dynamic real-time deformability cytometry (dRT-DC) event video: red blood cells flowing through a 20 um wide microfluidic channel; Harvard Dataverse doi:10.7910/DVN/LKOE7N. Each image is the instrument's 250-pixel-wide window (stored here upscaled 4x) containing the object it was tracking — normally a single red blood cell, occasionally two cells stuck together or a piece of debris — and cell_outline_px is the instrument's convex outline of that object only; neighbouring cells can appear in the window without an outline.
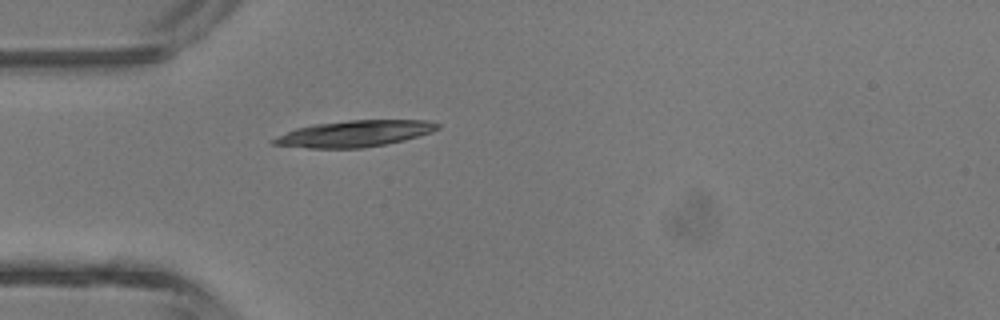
{"species": "common noctule bat (a hibernating species)", "species_latin": "Nyctalus noctula", "temperature_condition": "room temperature", "stored_images_in_passage": 1, "camera_frame_rate_fps": 3000, "um_per_image_px": 0.085, "animal": {"sex": "male", "body_mass_g": 13.3}, "frame": {"image": 1, "passage_image": 1, "time_ms": 0.0, "image_size_px": [1000, 320], "cell_outline_px": [[440, 128], [432, 132], [404, 140], [364, 148], [308, 148], [272, 144], [272, 140], [276, 136], [296, 128], [312, 124], [348, 120], [424, 120], [440, 124]], "centroid_in_image_um": [30.13, 11.35], "position_along_channel_um": 54.9, "area_um2": 25.14}}